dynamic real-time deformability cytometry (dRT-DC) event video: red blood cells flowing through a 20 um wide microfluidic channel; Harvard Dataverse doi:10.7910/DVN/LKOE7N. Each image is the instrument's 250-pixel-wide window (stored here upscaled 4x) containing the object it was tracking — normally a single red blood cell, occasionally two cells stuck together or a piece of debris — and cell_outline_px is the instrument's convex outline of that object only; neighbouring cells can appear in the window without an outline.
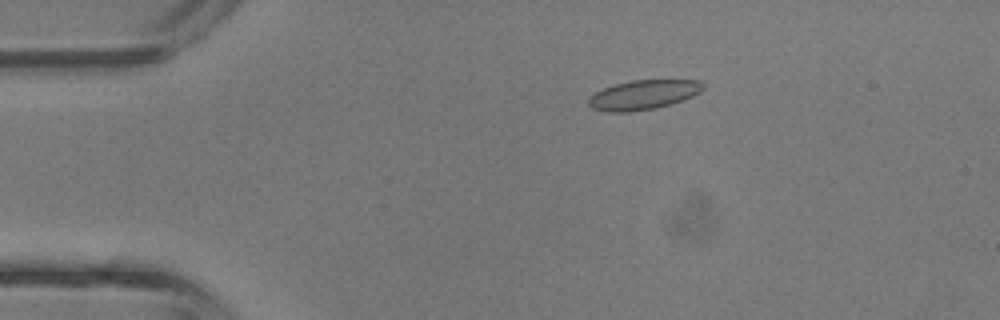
{"species": "common noctule bat (a hibernating species)", "species_latin": "Nyctalus noctula", "temperature_condition": "room temperature", "stored_images_in_passage": 35, "camera_frame_rate_fps": 3000, "um_per_image_px": 0.085, "animal": {"sex": "male", "body_mass_g": 13.3}, "frame": {"image": 1, "passage_image": 1, "time_ms": 0.0, "image_size_px": [1000, 320], "cell_outline_px": [[704, 88], [700, 92], [692, 96], [656, 108], [628, 112], [608, 112], [592, 108], [588, 104], [588, 100], [596, 92], [604, 88], [616, 84], [632, 80], [700, 80], [704, 84]], "centroid_in_image_um": [54.69, 8.05], "position_along_channel_um": 30.3, "area_um2": 19.42}}
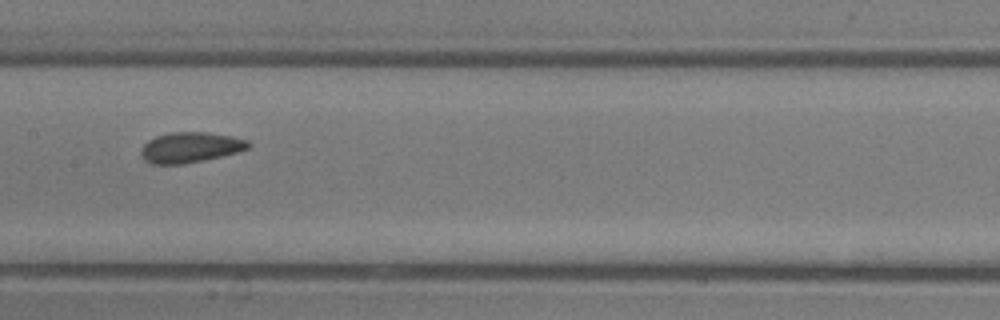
{"frame": {"image": 2, "passage_image": 14, "time_ms": 4.333, "image_size_px": [1000, 320], "cell_outline_px": [[252, 144], [248, 148], [236, 152], [204, 160], [184, 164], [152, 164], [144, 160], [140, 152], [140, 148], [148, 140], [156, 136], [172, 132], [204, 132], [232, 136], [248, 140]], "centroid_in_image_um": [16.15, 12.53], "position_along_channel_um": 191.2, "area_um2": 19.02}}
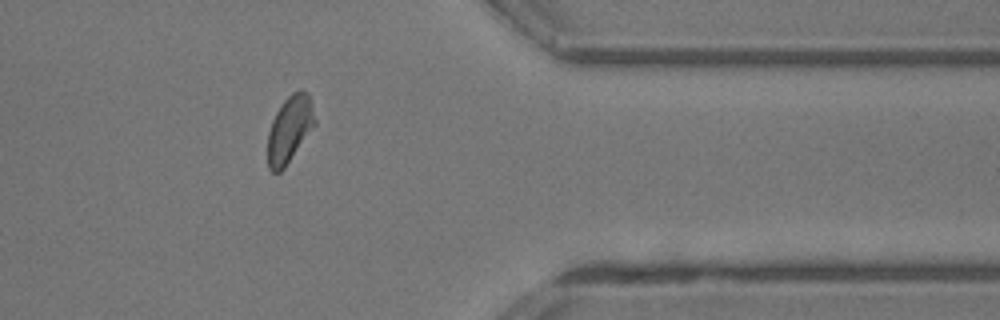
{"frame": {"image": 3, "passage_image": 27, "time_ms": 8.667, "image_size_px": [1000, 320], "cell_outline_px": [[316, 124], [284, 168], [280, 172], [272, 172], [268, 168], [268, 132], [272, 120], [276, 112], [284, 100], [292, 92], [300, 88], [308, 92], [316, 120]], "centroid_in_image_um": [24.62, 10.96], "position_along_channel_um": 386.8, "area_um2": 18.32}, "authors_computed_cell_mechanics": {"area_um2": 18.7272, "velocity_mm_per_s": 4.9353, "shape_relaxation_time_tau1_ms": 6.8813, "shape_relaxation_time_tau2_ms": 0.9051, "deformation_change_tau1": 0.129, "deformation_change_tau2": 0.0651}}